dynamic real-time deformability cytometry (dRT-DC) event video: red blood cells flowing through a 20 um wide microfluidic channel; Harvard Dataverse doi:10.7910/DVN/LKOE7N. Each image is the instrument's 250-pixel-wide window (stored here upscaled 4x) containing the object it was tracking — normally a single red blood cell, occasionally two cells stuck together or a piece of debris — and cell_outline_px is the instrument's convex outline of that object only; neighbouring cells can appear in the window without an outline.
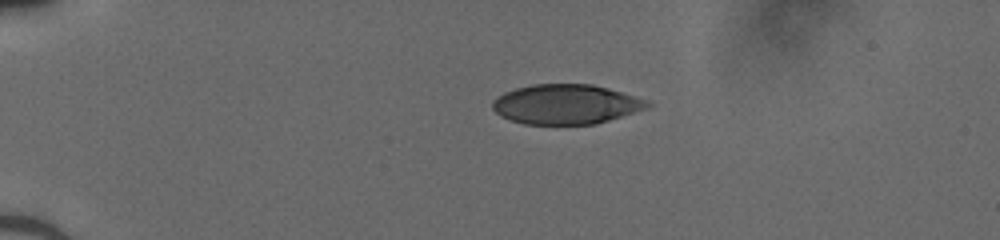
{"species": "human", "species_latin": "Homo sapiens", "temperature_condition": "cold", "stored_images_in_passage": 39, "camera_frame_rate_fps": 3000, "um_per_image_px": 0.085, "donor": {"sex": "male"}, "frame": {"image": 1, "passage_image": 1, "time_ms": 0.0, "image_size_px": [1000, 240], "cell_outline_px": [[652, 104], [648, 108], [596, 124], [524, 124], [508, 120], [500, 116], [492, 108], [492, 100], [504, 92], [516, 88], [532, 84], [592, 84], [608, 88], [648, 100]], "centroid_in_image_um": [48.09, 8.86], "position_along_channel_um": 36.9, "area_um2": 36.01}}
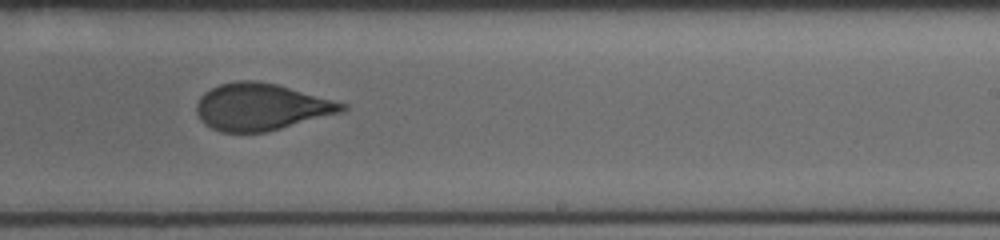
{"frame": {"image": 2, "passage_image": 22, "time_ms": 7.0, "image_size_px": [1000, 240], "cell_outline_px": [[348, 108], [344, 112], [264, 132], [220, 132], [204, 124], [200, 120], [196, 112], [196, 104], [200, 96], [204, 92], [220, 84], [236, 80], [256, 80], [276, 84], [348, 104]], "centroid_in_image_um": [22.18, 9.08], "position_along_channel_um": 266.8, "area_um2": 39.77}}
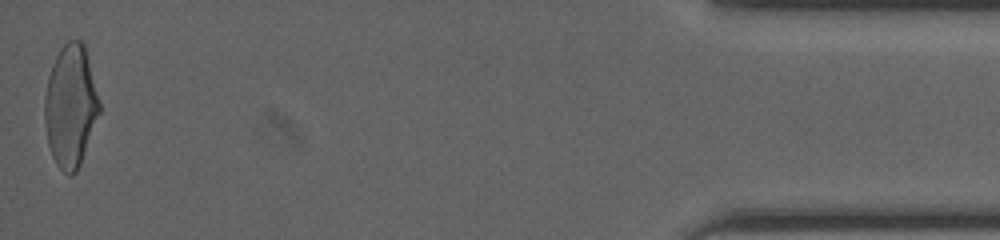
{"frame": {"image": 3, "passage_image": 39, "time_ms": 12.667, "image_size_px": [1000, 240], "cell_outline_px": [[100, 112], [80, 164], [76, 172], [72, 176], [68, 176], [56, 164], [52, 156], [48, 144], [44, 120], [44, 96], [48, 76], [52, 64], [60, 48], [68, 40], [80, 40], [84, 44], [100, 104]], "centroid_in_image_um": [5.98, 9.03], "position_along_channel_um": 429.2, "area_um2": 38.9}}